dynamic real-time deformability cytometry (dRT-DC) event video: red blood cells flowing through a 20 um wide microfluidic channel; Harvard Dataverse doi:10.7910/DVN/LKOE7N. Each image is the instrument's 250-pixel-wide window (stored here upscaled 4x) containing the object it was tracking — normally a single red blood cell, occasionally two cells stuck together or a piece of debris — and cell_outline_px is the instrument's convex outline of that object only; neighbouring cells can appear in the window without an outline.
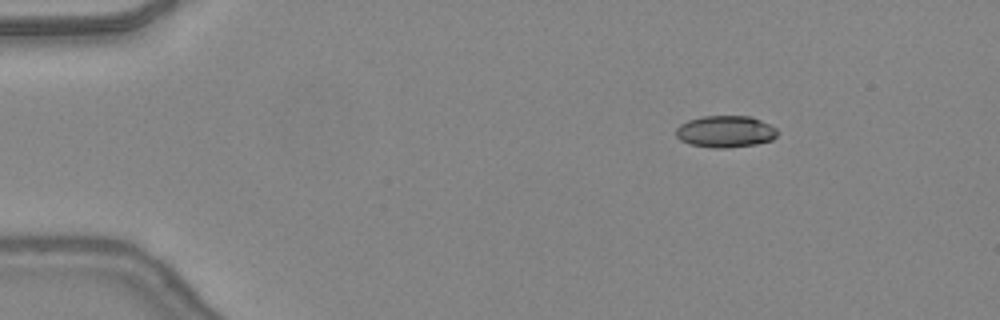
{"species": "common noctule bat (a hibernating species)", "species_latin": "Nyctalus noctula", "temperature_condition": "warm", "stored_images_in_passage": 41, "camera_frame_rate_fps": 3000, "um_per_image_px": 0.085, "animal": {"sex": "female", "body_mass_g": 24.6, "forearm_length_mm": 56.2}, "frame": {"image": 1, "passage_image": 1, "time_ms": 0.0, "image_size_px": [1000, 320], "cell_outline_px": [[780, 132], [772, 140], [756, 144], [728, 148], [716, 148], [688, 144], [680, 140], [676, 136], [676, 128], [680, 124], [688, 120], [700, 116], [752, 116], [776, 128]], "centroid_in_image_um": [61.66, 11.18], "position_along_channel_um": 23.3, "area_um2": 18.96}}
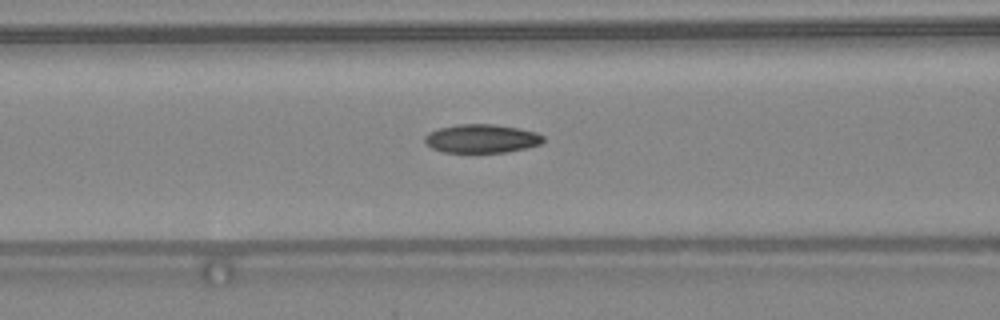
{"frame": {"image": 2, "passage_image": 14, "time_ms": 4.333, "image_size_px": [1000, 320], "cell_outline_px": [[544, 140], [540, 144], [508, 152], [444, 152], [432, 148], [424, 144], [424, 136], [428, 132], [440, 128], [456, 124], [492, 124], [520, 128], [536, 132], [544, 136]], "centroid_in_image_um": [40.91, 11.77], "position_along_channel_um": 125.7, "area_um2": 19.83}}
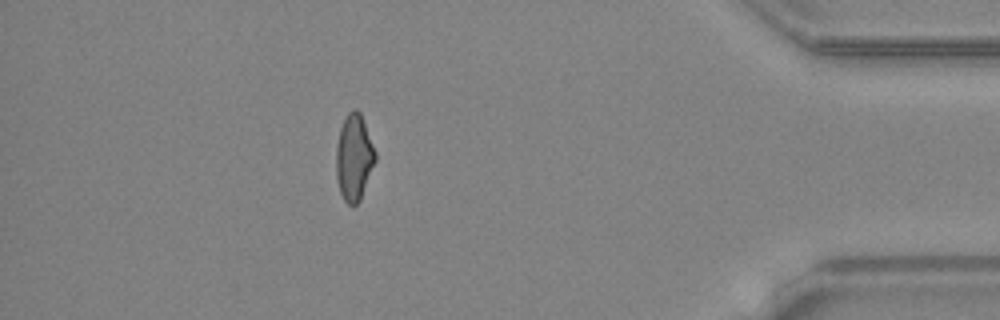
{"frame": {"image": 3, "passage_image": 36, "time_ms": 11.667, "image_size_px": [1000, 320], "cell_outline_px": [[376, 160], [360, 200], [356, 204], [348, 204], [344, 200], [340, 192], [336, 180], [336, 144], [340, 128], [348, 112], [352, 108], [356, 108], [360, 112], [376, 152]], "centroid_in_image_um": [30.08, 13.37], "position_along_channel_um": 405.1, "area_um2": 19.71}, "authors_computed_cell_mechanics": {"area_um2": 19.7098, "velocity_mm_per_s": 4.4212, "shape_relaxation_time_tau1_ms": null, "shape_relaxation_time_tau2_ms": 2.8881, "deformation_change_tau1": null, "deformation_change_tau2": 0.0968}}